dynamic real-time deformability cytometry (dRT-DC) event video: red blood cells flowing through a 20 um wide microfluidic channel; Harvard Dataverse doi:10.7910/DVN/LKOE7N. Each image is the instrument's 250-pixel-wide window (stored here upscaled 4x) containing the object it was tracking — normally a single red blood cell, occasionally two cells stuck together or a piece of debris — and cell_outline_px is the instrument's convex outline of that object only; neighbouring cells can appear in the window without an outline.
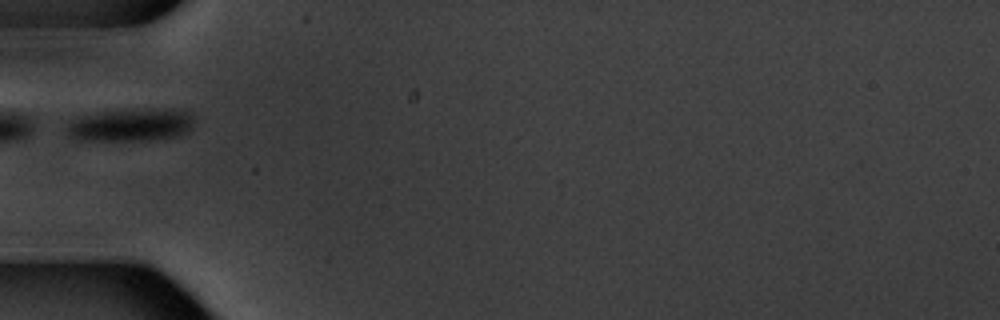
{"species": "common noctule bat (a hibernating species)", "species_latin": "Nyctalus noctula", "temperature_condition": "warm", "stored_images_in_passage": 5, "camera_frame_rate_fps": 3000, "um_per_image_px": 0.085, "animal": {"sex": "male", "body_mass_g": 20.1, "forearm_length_mm": 53.5}, "frame": {"image": 1, "passage_image": 5, "time_ms": 4.667, "image_size_px": [1000, 320], "cell_outline_px": [[196, 116], [192, 128], [188, 132], [180, 136], [148, 140], [80, 140], [72, 136], [68, 132], [68, 120], [76, 116], [96, 112], [124, 108], [180, 108], [192, 112]], "centroid_in_image_um": [11.22, 10.56], "position_along_channel_um": 73.8, "area_um2": 25.49}}